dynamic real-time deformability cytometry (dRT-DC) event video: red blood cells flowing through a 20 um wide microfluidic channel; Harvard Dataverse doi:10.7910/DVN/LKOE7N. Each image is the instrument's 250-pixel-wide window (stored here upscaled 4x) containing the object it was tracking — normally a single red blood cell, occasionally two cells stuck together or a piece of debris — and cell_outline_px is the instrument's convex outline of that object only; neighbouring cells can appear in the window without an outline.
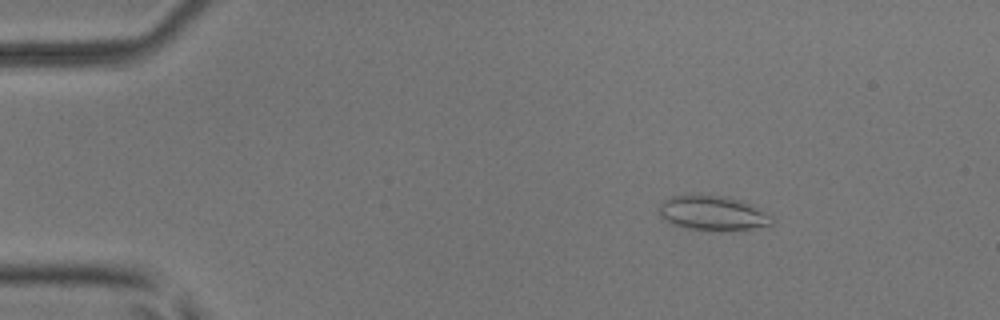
{"species": "common noctule bat (a hibernating species)", "species_latin": "Nyctalus noctula", "temperature_condition": "room temperature", "stored_images_in_passage": 52, "camera_frame_rate_fps": 3000, "um_per_image_px": 0.085, "animal": {"sex": "male", "body_mass_g": 17.9, "forearm_length_mm": 54.2}, "frame": {"image": 1, "passage_image": 8, "time_ms": 2.333, "image_size_px": [1000, 320], "cell_outline_px": [[776, 220], [772, 224], [752, 228], [720, 232], [688, 228], [672, 224], [664, 220], [660, 216], [660, 204], [664, 200], [672, 196], [692, 192], [700, 192], [728, 196], [752, 204], [772, 216]], "centroid_in_image_um": [60.58, 18.08], "position_along_channel_um": 24.4, "area_um2": 23.7}}
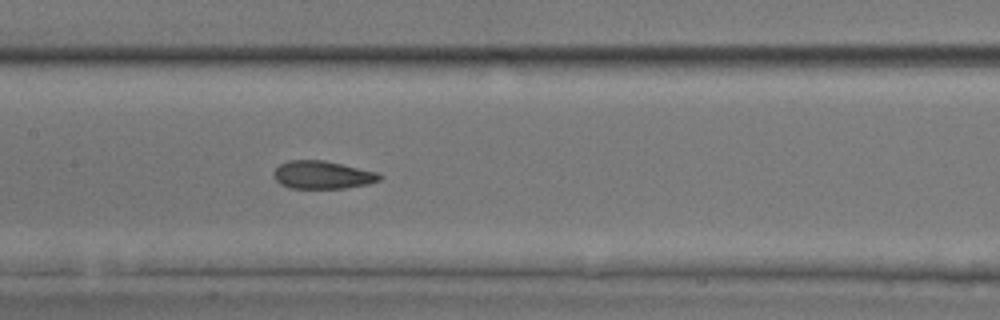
{"frame": {"image": 2, "passage_image": 26, "time_ms": 8.333, "image_size_px": [1000, 320], "cell_outline_px": [[384, 176], [380, 180], [368, 184], [344, 188], [288, 188], [280, 184], [276, 180], [272, 172], [280, 164], [288, 160], [324, 160], [376, 172]], "centroid_in_image_um": [27.39, 14.87], "position_along_channel_um": 180.0, "area_um2": 17.22}}
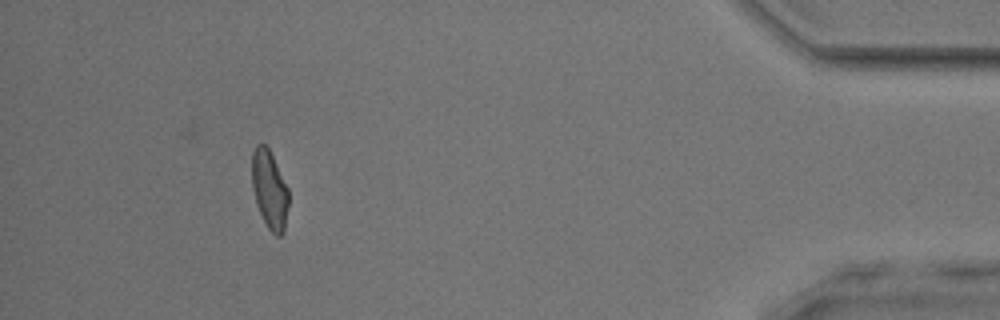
{"frame": {"image": 3, "passage_image": 48, "time_ms": 15.667, "image_size_px": [1000, 320], "cell_outline_px": [[288, 204], [284, 232], [280, 236], [276, 236], [268, 228], [256, 204], [252, 188], [252, 152], [256, 144], [264, 144], [268, 148], [288, 188]], "centroid_in_image_um": [22.9, 16.12], "position_along_channel_um": 412.3, "area_um2": 16.59}, "authors_computed_cell_mechanics": {"area_um2": 17.6868, "velocity_mm_per_s": 3.9649, "shape_relaxation_time_tau1_ms": null, "shape_relaxation_time_tau2_ms": 1.8238, "deformation_change_tau1": null, "deformation_change_tau2": 0.0705}}